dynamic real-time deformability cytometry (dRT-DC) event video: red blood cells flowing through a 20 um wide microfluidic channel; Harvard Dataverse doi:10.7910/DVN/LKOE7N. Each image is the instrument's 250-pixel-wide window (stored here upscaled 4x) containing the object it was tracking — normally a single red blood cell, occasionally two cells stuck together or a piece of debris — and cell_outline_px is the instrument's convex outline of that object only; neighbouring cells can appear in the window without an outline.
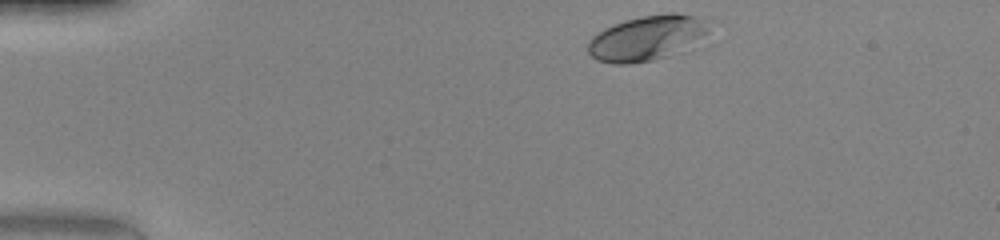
{"species": "human", "species_latin": "Homo sapiens", "temperature_condition": "warm", "stored_images_in_passage": 34, "camera_frame_rate_fps": 3000, "um_per_image_px": 0.085, "donor": {"sex": "female"}, "frame": {"image": 1, "passage_image": 1, "time_ms": 0.0, "image_size_px": [1000, 240], "cell_outline_px": [[708, 32], [668, 56], [652, 60], [632, 64], [616, 64], [596, 60], [588, 52], [588, 40], [592, 36], [604, 28], [612, 24], [624, 20], [644, 16], [668, 12], [676, 12], [692, 16], [708, 28]], "centroid_in_image_um": [54.82, 3.24], "position_along_channel_um": 30.2, "area_um2": 30.81}}
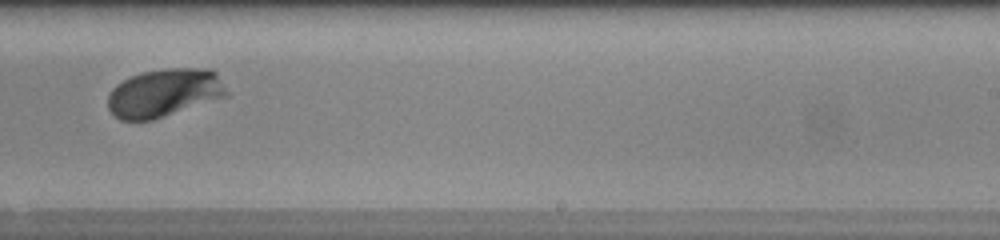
{"frame": {"image": 2, "passage_image": 24, "time_ms": 7.667, "image_size_px": [1000, 240], "cell_outline_px": [[228, 96], [152, 120], [120, 120], [108, 108], [108, 96], [112, 88], [116, 84], [140, 72], [164, 68], [212, 68], [216, 72], [228, 92]], "centroid_in_image_um": [13.97, 7.88], "position_along_channel_um": 275.0, "area_um2": 33.41}}
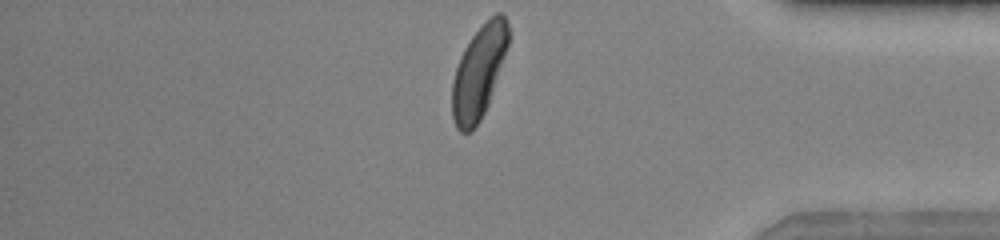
{"frame": {"image": 3, "passage_image": 34, "time_ms": 11.0, "image_size_px": [1000, 240], "cell_outline_px": [[508, 44], [488, 104], [480, 120], [472, 132], [460, 132], [456, 128], [452, 116], [452, 84], [456, 68], [460, 56], [464, 48], [472, 36], [496, 12], [504, 12], [508, 20]], "centroid_in_image_um": [40.68, 6.14], "position_along_channel_um": 394.5, "area_um2": 29.94}, "authors_computed_cell_mechanics": {"area_um2": 31.5588, "velocity_mm_per_s": 4.172, "shape_relaxation_time_tau1_ms": 1.9515, "shape_relaxation_time_tau2_ms": null, "deformation_change_tau1": 0.1606, "deformation_change_tau2": null}}